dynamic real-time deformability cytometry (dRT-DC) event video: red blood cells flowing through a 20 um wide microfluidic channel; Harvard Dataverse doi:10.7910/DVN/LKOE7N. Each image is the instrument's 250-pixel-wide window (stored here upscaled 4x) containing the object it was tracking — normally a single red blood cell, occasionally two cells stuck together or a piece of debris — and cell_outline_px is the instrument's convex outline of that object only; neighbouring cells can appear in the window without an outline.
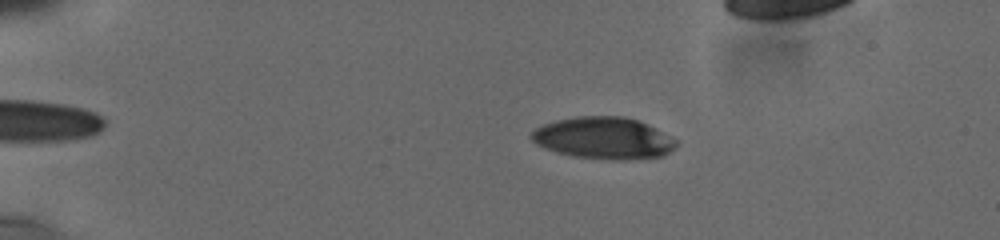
{"species": "human", "species_latin": "Homo sapiens", "temperature_condition": "cold", "stored_images_in_passage": 36, "camera_frame_rate_fps": 3000, "um_per_image_px": 0.085, "donor": {"sex": "male"}, "frame": {"image": 1, "passage_image": 6, "time_ms": 2.333, "image_size_px": [1000, 240], "cell_outline_px": [[680, 144], [664, 156], [628, 160], [612, 160], [576, 156], [556, 152], [544, 148], [536, 144], [528, 136], [540, 124], [556, 120], [576, 116], [624, 116], [648, 124], [680, 140]], "centroid_in_image_um": [51.34, 11.74], "position_along_channel_um": 33.7, "area_um2": 35.84}}
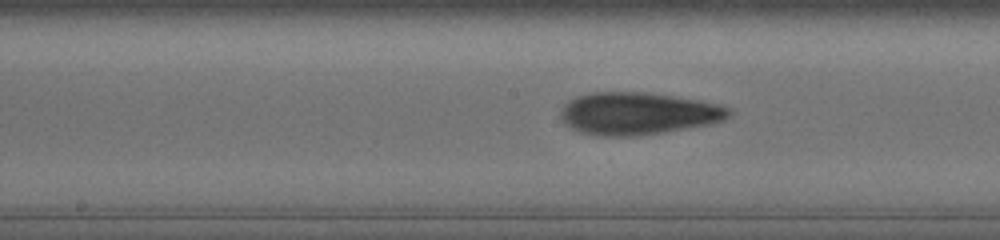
{"frame": {"image": 2, "passage_image": 20, "time_ms": 8.667, "image_size_px": [1000, 240], "cell_outline_px": [[732, 112], [724, 120], [712, 124], [640, 136], [600, 136], [580, 132], [568, 128], [564, 124], [560, 116], [560, 108], [568, 100], [576, 96], [588, 92], [648, 92], [700, 100], [732, 108]], "centroid_in_image_um": [54.19, 9.65], "position_along_channel_um": 194.0, "area_um2": 42.14}}
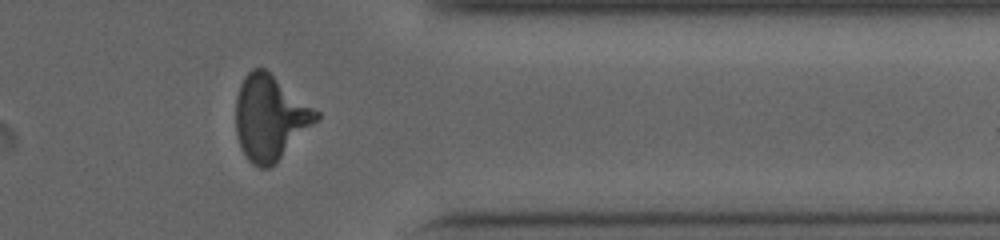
{"frame": {"image": 3, "passage_image": 32, "time_ms": 14.0, "image_size_px": [1000, 240], "cell_outline_px": [[320, 120], [268, 168], [260, 168], [252, 164], [248, 160], [240, 148], [236, 136], [236, 96], [240, 84], [244, 76], [252, 68], [264, 68], [320, 112]], "centroid_in_image_um": [22.95, 9.99], "position_along_channel_um": 388.5, "area_um2": 39.71}}